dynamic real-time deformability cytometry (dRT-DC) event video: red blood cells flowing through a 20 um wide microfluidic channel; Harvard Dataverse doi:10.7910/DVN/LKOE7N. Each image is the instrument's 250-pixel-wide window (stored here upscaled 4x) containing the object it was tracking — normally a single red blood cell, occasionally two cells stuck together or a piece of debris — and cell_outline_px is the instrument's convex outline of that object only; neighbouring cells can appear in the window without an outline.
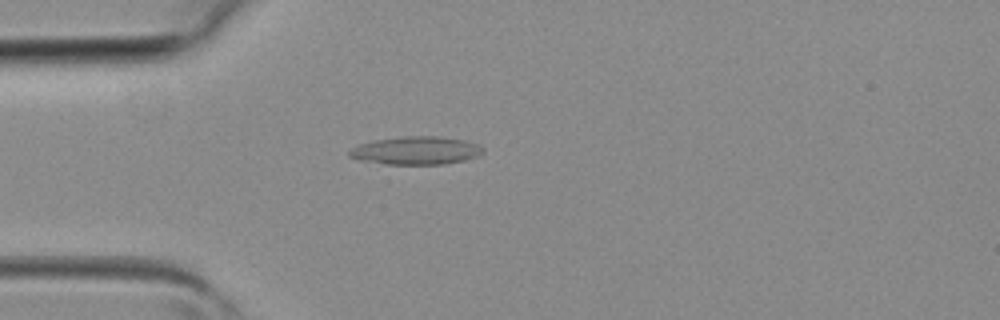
{"species": "common noctule bat (a hibernating species)", "species_latin": "Nyctalus noctula", "temperature_condition": "room temperature", "stored_images_in_passage": 2, "camera_frame_rate_fps": 3000, "um_per_image_px": 0.085, "animal": {"sex": "female", "body_mass_g": 19.3, "forearm_length_mm": 54.1}, "frame": {"image": 1, "passage_image": 2, "time_ms": 0.333, "image_size_px": [1000, 320], "cell_outline_px": [[484, 152], [476, 156], [464, 160], [444, 164], [384, 164], [356, 160], [348, 156], [348, 152], [352, 148], [360, 144], [372, 140], [404, 136], [440, 136], [464, 140], [476, 144], [484, 148]], "centroid_in_image_um": [35.32, 12.79], "position_along_channel_um": 49.7, "area_um2": 21.96}}